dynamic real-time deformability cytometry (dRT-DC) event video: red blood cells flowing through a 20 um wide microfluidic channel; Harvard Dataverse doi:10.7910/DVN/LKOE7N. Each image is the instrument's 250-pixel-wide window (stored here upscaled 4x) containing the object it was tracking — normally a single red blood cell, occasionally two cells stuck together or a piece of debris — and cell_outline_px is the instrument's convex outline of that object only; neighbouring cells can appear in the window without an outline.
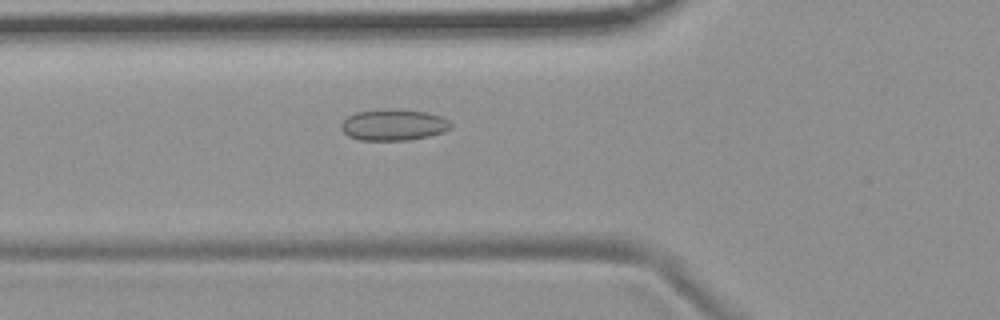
{"species": "common noctule bat (a hibernating species)", "species_latin": "Nyctalus noctula", "temperature_condition": "room temperature", "stored_images_in_passage": 45, "camera_frame_rate_fps": 3000, "um_per_image_px": 0.085, "animal": {"sex": "female", "body_mass_g": 19.9}, "frame": {"image": 1, "passage_image": 10, "time_ms": 3.0, "image_size_px": [1000, 320], "cell_outline_px": [[452, 128], [444, 132], [428, 136], [408, 140], [360, 140], [348, 136], [340, 128], [340, 124], [348, 116], [356, 112], [388, 108], [428, 112], [440, 116], [448, 120], [452, 124]], "centroid_in_image_um": [33.45, 10.61], "position_along_channel_um": 92.3, "area_um2": 20.11}}
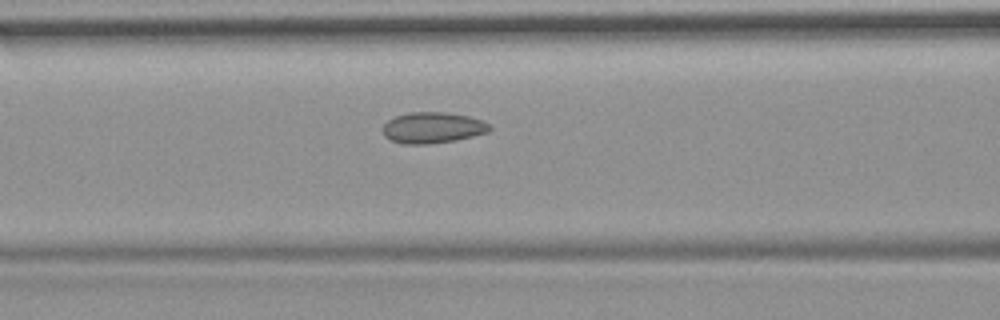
{"frame": {"image": 2, "passage_image": 13, "time_ms": 4.0, "image_size_px": [1000, 320], "cell_outline_px": [[492, 128], [488, 132], [456, 140], [428, 144], [404, 144], [392, 140], [384, 136], [384, 124], [388, 120], [396, 116], [412, 112], [444, 112], [468, 116], [480, 120], [488, 124]], "centroid_in_image_um": [36.77, 10.86], "position_along_channel_um": 129.8, "area_um2": 19.07}}
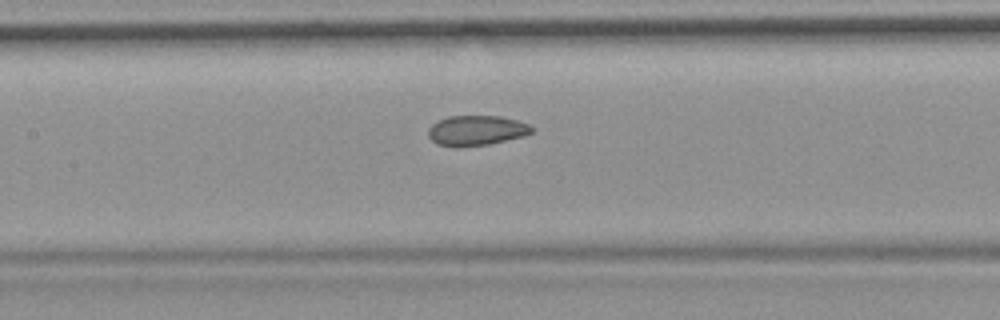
{"frame": {"image": 3, "passage_image": 16, "time_ms": 5.0, "image_size_px": [1000, 320], "cell_outline_px": [[536, 128], [532, 132], [524, 136], [488, 144], [436, 144], [428, 136], [428, 128], [432, 124], [448, 116], [500, 116], [516, 120], [528, 124]], "centroid_in_image_um": [40.54, 11.05], "position_along_channel_um": 166.9, "area_um2": 17.51}, "authors_computed_cell_mechanics": {"area_um2": 18.9584, "velocity_mm_per_s": 3.7121, "shape_relaxation_time_tau1_ms": null, "shape_relaxation_time_tau2_ms": 2.1386, "deformation_change_tau1": null, "deformation_change_tau2": 0.0657}}